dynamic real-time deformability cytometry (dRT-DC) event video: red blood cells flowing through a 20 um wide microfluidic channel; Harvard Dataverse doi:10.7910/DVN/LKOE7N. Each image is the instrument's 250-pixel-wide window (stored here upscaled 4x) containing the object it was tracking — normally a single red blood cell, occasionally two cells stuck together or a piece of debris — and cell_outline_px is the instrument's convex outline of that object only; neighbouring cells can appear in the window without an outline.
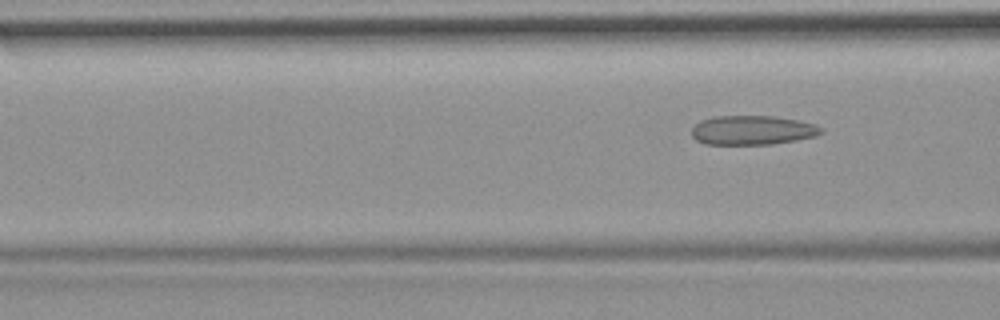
{"species": "common noctule bat (a hibernating species)", "species_latin": "Nyctalus noctula", "temperature_condition": "room temperature", "stored_images_in_passage": 6, "segment_of_instrument_passage": [2, 2], "camera_frame_rate_fps": 3000, "um_per_image_px": 0.085, "animal": {"sex": "female", "body_mass_g": 19.9}, "frame": {"image": 1, "passage_image": 6, "time_ms": 6.667, "image_size_px": [1000, 320], "cell_outline_px": [[824, 132], [816, 136], [796, 140], [772, 144], [704, 144], [696, 140], [692, 136], [692, 128], [700, 120], [712, 116], [772, 116], [796, 120], [816, 124], [824, 128]], "centroid_in_image_um": [63.96, 11.06], "position_along_channel_um": 102.6, "area_um2": 22.2}}